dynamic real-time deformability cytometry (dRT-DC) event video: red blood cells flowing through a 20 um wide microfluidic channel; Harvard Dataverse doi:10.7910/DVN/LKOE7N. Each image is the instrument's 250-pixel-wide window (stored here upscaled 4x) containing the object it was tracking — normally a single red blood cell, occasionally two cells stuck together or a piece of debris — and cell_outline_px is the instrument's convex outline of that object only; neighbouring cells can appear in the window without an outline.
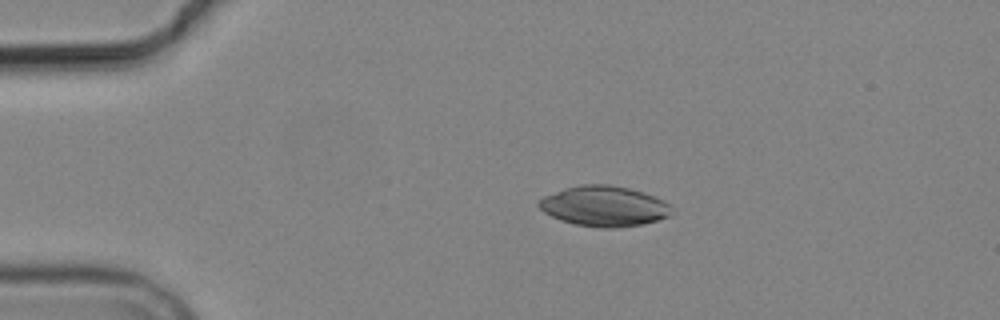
{"species": "common noctule bat (a hibernating species)", "species_latin": "Nyctalus noctula", "temperature_condition": "cold", "stored_images_in_passage": 5, "camera_frame_rate_fps": 3000, "um_per_image_px": 0.085, "animal": {"sex": "male", "body_mass_g": 19.2, "forearm_length_mm": 51.8}, "frame": {"image": 1, "passage_image": 2, "time_ms": 2.333, "image_size_px": [1000, 320], "cell_outline_px": [[672, 216], [644, 224], [616, 228], [604, 228], [576, 224], [560, 220], [544, 212], [536, 204], [544, 196], [564, 188], [580, 184], [608, 184], [628, 188], [644, 192], [664, 200], [672, 208]], "centroid_in_image_um": [51.38, 17.52], "position_along_channel_um": 33.6, "area_um2": 31.39}}